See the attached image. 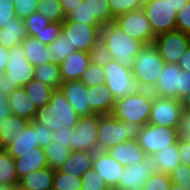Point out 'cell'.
I'll use <instances>...</instances> for the list:
<instances>
[{"instance_id":"2","label":"cell","mask_w":190,"mask_h":190,"mask_svg":"<svg viewBox=\"0 0 190 190\" xmlns=\"http://www.w3.org/2000/svg\"><path fill=\"white\" fill-rule=\"evenodd\" d=\"M101 38L106 43L113 60L124 67L133 68L135 57L144 46L142 41L124 33L114 22L102 27Z\"/></svg>"},{"instance_id":"42","label":"cell","mask_w":190,"mask_h":190,"mask_svg":"<svg viewBox=\"0 0 190 190\" xmlns=\"http://www.w3.org/2000/svg\"><path fill=\"white\" fill-rule=\"evenodd\" d=\"M25 27L29 37H34L42 29L48 26L52 21L39 12H33L29 17L24 19Z\"/></svg>"},{"instance_id":"28","label":"cell","mask_w":190,"mask_h":190,"mask_svg":"<svg viewBox=\"0 0 190 190\" xmlns=\"http://www.w3.org/2000/svg\"><path fill=\"white\" fill-rule=\"evenodd\" d=\"M54 183V170L46 167L26 174L18 185L28 190H51Z\"/></svg>"},{"instance_id":"31","label":"cell","mask_w":190,"mask_h":190,"mask_svg":"<svg viewBox=\"0 0 190 190\" xmlns=\"http://www.w3.org/2000/svg\"><path fill=\"white\" fill-rule=\"evenodd\" d=\"M34 79L42 81L55 90L60 89V86L63 83L60 64L48 62L35 67Z\"/></svg>"},{"instance_id":"26","label":"cell","mask_w":190,"mask_h":190,"mask_svg":"<svg viewBox=\"0 0 190 190\" xmlns=\"http://www.w3.org/2000/svg\"><path fill=\"white\" fill-rule=\"evenodd\" d=\"M28 37L27 29L23 19L13 18L12 22L0 28V45L5 48H13Z\"/></svg>"},{"instance_id":"44","label":"cell","mask_w":190,"mask_h":190,"mask_svg":"<svg viewBox=\"0 0 190 190\" xmlns=\"http://www.w3.org/2000/svg\"><path fill=\"white\" fill-rule=\"evenodd\" d=\"M80 81L87 87L102 85L105 82L103 68L91 62L86 71L83 73Z\"/></svg>"},{"instance_id":"10","label":"cell","mask_w":190,"mask_h":190,"mask_svg":"<svg viewBox=\"0 0 190 190\" xmlns=\"http://www.w3.org/2000/svg\"><path fill=\"white\" fill-rule=\"evenodd\" d=\"M155 173H160V169L154 155L145 154L140 163L124 167L116 188L120 190H143L147 179Z\"/></svg>"},{"instance_id":"12","label":"cell","mask_w":190,"mask_h":190,"mask_svg":"<svg viewBox=\"0 0 190 190\" xmlns=\"http://www.w3.org/2000/svg\"><path fill=\"white\" fill-rule=\"evenodd\" d=\"M114 23L118 25L124 33L134 39H139L144 44L154 42L156 35L142 8L117 16Z\"/></svg>"},{"instance_id":"65","label":"cell","mask_w":190,"mask_h":190,"mask_svg":"<svg viewBox=\"0 0 190 190\" xmlns=\"http://www.w3.org/2000/svg\"><path fill=\"white\" fill-rule=\"evenodd\" d=\"M4 78V72H0V88H2V80Z\"/></svg>"},{"instance_id":"39","label":"cell","mask_w":190,"mask_h":190,"mask_svg":"<svg viewBox=\"0 0 190 190\" xmlns=\"http://www.w3.org/2000/svg\"><path fill=\"white\" fill-rule=\"evenodd\" d=\"M81 180V190H110L104 179L93 167L81 176Z\"/></svg>"},{"instance_id":"54","label":"cell","mask_w":190,"mask_h":190,"mask_svg":"<svg viewBox=\"0 0 190 190\" xmlns=\"http://www.w3.org/2000/svg\"><path fill=\"white\" fill-rule=\"evenodd\" d=\"M177 130L180 138L188 134L190 131V111L182 110Z\"/></svg>"},{"instance_id":"41","label":"cell","mask_w":190,"mask_h":190,"mask_svg":"<svg viewBox=\"0 0 190 190\" xmlns=\"http://www.w3.org/2000/svg\"><path fill=\"white\" fill-rule=\"evenodd\" d=\"M91 62L100 67L107 65L110 61L113 60L112 55L110 54L106 43L100 37L96 42L94 47L90 51Z\"/></svg>"},{"instance_id":"6","label":"cell","mask_w":190,"mask_h":190,"mask_svg":"<svg viewBox=\"0 0 190 190\" xmlns=\"http://www.w3.org/2000/svg\"><path fill=\"white\" fill-rule=\"evenodd\" d=\"M8 62L2 80V89L7 91L24 87L34 79L35 67L27 60L22 44L8 49Z\"/></svg>"},{"instance_id":"19","label":"cell","mask_w":190,"mask_h":190,"mask_svg":"<svg viewBox=\"0 0 190 190\" xmlns=\"http://www.w3.org/2000/svg\"><path fill=\"white\" fill-rule=\"evenodd\" d=\"M90 63V53L77 50L72 52L60 63L62 81H79Z\"/></svg>"},{"instance_id":"55","label":"cell","mask_w":190,"mask_h":190,"mask_svg":"<svg viewBox=\"0 0 190 190\" xmlns=\"http://www.w3.org/2000/svg\"><path fill=\"white\" fill-rule=\"evenodd\" d=\"M11 115L10 105L8 104L7 92L0 91V122Z\"/></svg>"},{"instance_id":"33","label":"cell","mask_w":190,"mask_h":190,"mask_svg":"<svg viewBox=\"0 0 190 190\" xmlns=\"http://www.w3.org/2000/svg\"><path fill=\"white\" fill-rule=\"evenodd\" d=\"M155 161L158 163L160 172L169 174L181 164L178 152V143L168 145L161 151L154 153Z\"/></svg>"},{"instance_id":"15","label":"cell","mask_w":190,"mask_h":190,"mask_svg":"<svg viewBox=\"0 0 190 190\" xmlns=\"http://www.w3.org/2000/svg\"><path fill=\"white\" fill-rule=\"evenodd\" d=\"M182 110L180 100L154 96L149 123L178 128Z\"/></svg>"},{"instance_id":"45","label":"cell","mask_w":190,"mask_h":190,"mask_svg":"<svg viewBox=\"0 0 190 190\" xmlns=\"http://www.w3.org/2000/svg\"><path fill=\"white\" fill-rule=\"evenodd\" d=\"M172 184L182 187L183 189H190V167L181 163L174 170L169 173Z\"/></svg>"},{"instance_id":"4","label":"cell","mask_w":190,"mask_h":190,"mask_svg":"<svg viewBox=\"0 0 190 190\" xmlns=\"http://www.w3.org/2000/svg\"><path fill=\"white\" fill-rule=\"evenodd\" d=\"M140 126L127 121H119L112 114L100 115L97 131V150L110 148L129 140H138Z\"/></svg>"},{"instance_id":"29","label":"cell","mask_w":190,"mask_h":190,"mask_svg":"<svg viewBox=\"0 0 190 190\" xmlns=\"http://www.w3.org/2000/svg\"><path fill=\"white\" fill-rule=\"evenodd\" d=\"M30 122L24 118L10 115L0 122V149H5L16 136L25 130Z\"/></svg>"},{"instance_id":"1","label":"cell","mask_w":190,"mask_h":190,"mask_svg":"<svg viewBox=\"0 0 190 190\" xmlns=\"http://www.w3.org/2000/svg\"><path fill=\"white\" fill-rule=\"evenodd\" d=\"M79 118L62 91L57 89L52 93L49 104L36 110L33 121L54 132L64 126L74 128Z\"/></svg>"},{"instance_id":"22","label":"cell","mask_w":190,"mask_h":190,"mask_svg":"<svg viewBox=\"0 0 190 190\" xmlns=\"http://www.w3.org/2000/svg\"><path fill=\"white\" fill-rule=\"evenodd\" d=\"M107 152L124 167L140 163L145 156V152L135 140H129L115 145Z\"/></svg>"},{"instance_id":"58","label":"cell","mask_w":190,"mask_h":190,"mask_svg":"<svg viewBox=\"0 0 190 190\" xmlns=\"http://www.w3.org/2000/svg\"><path fill=\"white\" fill-rule=\"evenodd\" d=\"M83 0H60L62 4V9L67 16L71 11H73Z\"/></svg>"},{"instance_id":"34","label":"cell","mask_w":190,"mask_h":190,"mask_svg":"<svg viewBox=\"0 0 190 190\" xmlns=\"http://www.w3.org/2000/svg\"><path fill=\"white\" fill-rule=\"evenodd\" d=\"M44 151L48 167L57 170L67 160L72 150L65 144L52 141L44 147Z\"/></svg>"},{"instance_id":"9","label":"cell","mask_w":190,"mask_h":190,"mask_svg":"<svg viewBox=\"0 0 190 190\" xmlns=\"http://www.w3.org/2000/svg\"><path fill=\"white\" fill-rule=\"evenodd\" d=\"M142 9L156 36L176 30L177 12L169 0H145Z\"/></svg>"},{"instance_id":"24","label":"cell","mask_w":190,"mask_h":190,"mask_svg":"<svg viewBox=\"0 0 190 190\" xmlns=\"http://www.w3.org/2000/svg\"><path fill=\"white\" fill-rule=\"evenodd\" d=\"M18 179L28 173L48 167L47 157L44 148L36 147V151L21 153V156L14 159Z\"/></svg>"},{"instance_id":"3","label":"cell","mask_w":190,"mask_h":190,"mask_svg":"<svg viewBox=\"0 0 190 190\" xmlns=\"http://www.w3.org/2000/svg\"><path fill=\"white\" fill-rule=\"evenodd\" d=\"M154 95L151 90H138L134 94L118 98L112 115L119 121H127L143 127L149 123Z\"/></svg>"},{"instance_id":"57","label":"cell","mask_w":190,"mask_h":190,"mask_svg":"<svg viewBox=\"0 0 190 190\" xmlns=\"http://www.w3.org/2000/svg\"><path fill=\"white\" fill-rule=\"evenodd\" d=\"M177 65L183 71H189L190 72V46L185 50L184 54L179 59Z\"/></svg>"},{"instance_id":"59","label":"cell","mask_w":190,"mask_h":190,"mask_svg":"<svg viewBox=\"0 0 190 190\" xmlns=\"http://www.w3.org/2000/svg\"><path fill=\"white\" fill-rule=\"evenodd\" d=\"M8 48L2 47L0 45V72H5V68L8 62Z\"/></svg>"},{"instance_id":"47","label":"cell","mask_w":190,"mask_h":190,"mask_svg":"<svg viewBox=\"0 0 190 190\" xmlns=\"http://www.w3.org/2000/svg\"><path fill=\"white\" fill-rule=\"evenodd\" d=\"M63 22H51L40 33H37L34 37L40 42L49 45L62 33Z\"/></svg>"},{"instance_id":"20","label":"cell","mask_w":190,"mask_h":190,"mask_svg":"<svg viewBox=\"0 0 190 190\" xmlns=\"http://www.w3.org/2000/svg\"><path fill=\"white\" fill-rule=\"evenodd\" d=\"M87 101L94 114H111L116 98L105 83L93 87H87Z\"/></svg>"},{"instance_id":"49","label":"cell","mask_w":190,"mask_h":190,"mask_svg":"<svg viewBox=\"0 0 190 190\" xmlns=\"http://www.w3.org/2000/svg\"><path fill=\"white\" fill-rule=\"evenodd\" d=\"M176 30L190 35V0L177 13Z\"/></svg>"},{"instance_id":"18","label":"cell","mask_w":190,"mask_h":190,"mask_svg":"<svg viewBox=\"0 0 190 190\" xmlns=\"http://www.w3.org/2000/svg\"><path fill=\"white\" fill-rule=\"evenodd\" d=\"M60 90L80 117L94 114L87 101V86L83 82L80 80L63 82Z\"/></svg>"},{"instance_id":"52","label":"cell","mask_w":190,"mask_h":190,"mask_svg":"<svg viewBox=\"0 0 190 190\" xmlns=\"http://www.w3.org/2000/svg\"><path fill=\"white\" fill-rule=\"evenodd\" d=\"M73 128L64 126L58 129L57 131L53 132V141L55 143L65 144L67 147L70 148V141H71V134Z\"/></svg>"},{"instance_id":"38","label":"cell","mask_w":190,"mask_h":190,"mask_svg":"<svg viewBox=\"0 0 190 190\" xmlns=\"http://www.w3.org/2000/svg\"><path fill=\"white\" fill-rule=\"evenodd\" d=\"M81 177H74L54 170L53 188L57 190H81Z\"/></svg>"},{"instance_id":"35","label":"cell","mask_w":190,"mask_h":190,"mask_svg":"<svg viewBox=\"0 0 190 190\" xmlns=\"http://www.w3.org/2000/svg\"><path fill=\"white\" fill-rule=\"evenodd\" d=\"M91 13V19H96L102 26L113 23L115 17L110 10L108 0H85Z\"/></svg>"},{"instance_id":"50","label":"cell","mask_w":190,"mask_h":190,"mask_svg":"<svg viewBox=\"0 0 190 190\" xmlns=\"http://www.w3.org/2000/svg\"><path fill=\"white\" fill-rule=\"evenodd\" d=\"M15 17L14 0H0V28Z\"/></svg>"},{"instance_id":"32","label":"cell","mask_w":190,"mask_h":190,"mask_svg":"<svg viewBox=\"0 0 190 190\" xmlns=\"http://www.w3.org/2000/svg\"><path fill=\"white\" fill-rule=\"evenodd\" d=\"M18 183L14 158L5 149H0V184L13 188Z\"/></svg>"},{"instance_id":"53","label":"cell","mask_w":190,"mask_h":190,"mask_svg":"<svg viewBox=\"0 0 190 190\" xmlns=\"http://www.w3.org/2000/svg\"><path fill=\"white\" fill-rule=\"evenodd\" d=\"M180 162L190 167V143L180 138L178 140Z\"/></svg>"},{"instance_id":"40","label":"cell","mask_w":190,"mask_h":190,"mask_svg":"<svg viewBox=\"0 0 190 190\" xmlns=\"http://www.w3.org/2000/svg\"><path fill=\"white\" fill-rule=\"evenodd\" d=\"M66 19L69 21L80 22L92 26H102L96 19H91V13L88 7V3L83 0L77 8L71 11Z\"/></svg>"},{"instance_id":"7","label":"cell","mask_w":190,"mask_h":190,"mask_svg":"<svg viewBox=\"0 0 190 190\" xmlns=\"http://www.w3.org/2000/svg\"><path fill=\"white\" fill-rule=\"evenodd\" d=\"M179 139L177 128L147 123L140 128L137 142L145 154L154 155L155 152L168 148V145L178 143Z\"/></svg>"},{"instance_id":"51","label":"cell","mask_w":190,"mask_h":190,"mask_svg":"<svg viewBox=\"0 0 190 190\" xmlns=\"http://www.w3.org/2000/svg\"><path fill=\"white\" fill-rule=\"evenodd\" d=\"M30 123L33 125L35 129L39 147L44 148L48 143L53 141L52 130H50L46 126H43L42 124L34 122L33 120L30 121Z\"/></svg>"},{"instance_id":"16","label":"cell","mask_w":190,"mask_h":190,"mask_svg":"<svg viewBox=\"0 0 190 190\" xmlns=\"http://www.w3.org/2000/svg\"><path fill=\"white\" fill-rule=\"evenodd\" d=\"M182 69L174 63H165L155 87L151 90L157 97L179 100Z\"/></svg>"},{"instance_id":"13","label":"cell","mask_w":190,"mask_h":190,"mask_svg":"<svg viewBox=\"0 0 190 190\" xmlns=\"http://www.w3.org/2000/svg\"><path fill=\"white\" fill-rule=\"evenodd\" d=\"M153 44L165 63L177 64L190 46V35L174 30L157 35Z\"/></svg>"},{"instance_id":"21","label":"cell","mask_w":190,"mask_h":190,"mask_svg":"<svg viewBox=\"0 0 190 190\" xmlns=\"http://www.w3.org/2000/svg\"><path fill=\"white\" fill-rule=\"evenodd\" d=\"M8 104L10 105L11 115H15L32 121L36 113V106L25 93L23 87H17L7 91Z\"/></svg>"},{"instance_id":"37","label":"cell","mask_w":190,"mask_h":190,"mask_svg":"<svg viewBox=\"0 0 190 190\" xmlns=\"http://www.w3.org/2000/svg\"><path fill=\"white\" fill-rule=\"evenodd\" d=\"M51 53L54 56V63L60 64L65 58H67L72 52L76 51L75 47H72L67 36L61 33L52 43L48 45Z\"/></svg>"},{"instance_id":"56","label":"cell","mask_w":190,"mask_h":190,"mask_svg":"<svg viewBox=\"0 0 190 190\" xmlns=\"http://www.w3.org/2000/svg\"><path fill=\"white\" fill-rule=\"evenodd\" d=\"M190 91V72H181V89H179V100Z\"/></svg>"},{"instance_id":"14","label":"cell","mask_w":190,"mask_h":190,"mask_svg":"<svg viewBox=\"0 0 190 190\" xmlns=\"http://www.w3.org/2000/svg\"><path fill=\"white\" fill-rule=\"evenodd\" d=\"M99 114H92L79 118L77 125L73 128L70 141V149L76 151L97 150V131Z\"/></svg>"},{"instance_id":"8","label":"cell","mask_w":190,"mask_h":190,"mask_svg":"<svg viewBox=\"0 0 190 190\" xmlns=\"http://www.w3.org/2000/svg\"><path fill=\"white\" fill-rule=\"evenodd\" d=\"M105 84L116 99L136 93L139 89L134 79L132 69L124 67L118 61L112 60L103 66Z\"/></svg>"},{"instance_id":"64","label":"cell","mask_w":190,"mask_h":190,"mask_svg":"<svg viewBox=\"0 0 190 190\" xmlns=\"http://www.w3.org/2000/svg\"><path fill=\"white\" fill-rule=\"evenodd\" d=\"M10 190H28V189H25V188H23V187L17 185V186H15V187H13V188H10Z\"/></svg>"},{"instance_id":"30","label":"cell","mask_w":190,"mask_h":190,"mask_svg":"<svg viewBox=\"0 0 190 190\" xmlns=\"http://www.w3.org/2000/svg\"><path fill=\"white\" fill-rule=\"evenodd\" d=\"M23 88L37 109L49 104L51 95L55 90L42 81L36 79L31 80Z\"/></svg>"},{"instance_id":"62","label":"cell","mask_w":190,"mask_h":190,"mask_svg":"<svg viewBox=\"0 0 190 190\" xmlns=\"http://www.w3.org/2000/svg\"><path fill=\"white\" fill-rule=\"evenodd\" d=\"M182 139L190 143V131L188 132V134H185V135L182 137Z\"/></svg>"},{"instance_id":"27","label":"cell","mask_w":190,"mask_h":190,"mask_svg":"<svg viewBox=\"0 0 190 190\" xmlns=\"http://www.w3.org/2000/svg\"><path fill=\"white\" fill-rule=\"evenodd\" d=\"M36 147H38L36 132L33 125L29 123L5 150L15 159L20 157L21 153L36 151Z\"/></svg>"},{"instance_id":"66","label":"cell","mask_w":190,"mask_h":190,"mask_svg":"<svg viewBox=\"0 0 190 190\" xmlns=\"http://www.w3.org/2000/svg\"><path fill=\"white\" fill-rule=\"evenodd\" d=\"M0 190H10V188L3 184H0Z\"/></svg>"},{"instance_id":"36","label":"cell","mask_w":190,"mask_h":190,"mask_svg":"<svg viewBox=\"0 0 190 190\" xmlns=\"http://www.w3.org/2000/svg\"><path fill=\"white\" fill-rule=\"evenodd\" d=\"M37 12L53 22H63L66 19L60 0H38Z\"/></svg>"},{"instance_id":"11","label":"cell","mask_w":190,"mask_h":190,"mask_svg":"<svg viewBox=\"0 0 190 190\" xmlns=\"http://www.w3.org/2000/svg\"><path fill=\"white\" fill-rule=\"evenodd\" d=\"M102 27L65 19L62 25V33L67 36L72 47H75V50L90 53L101 37Z\"/></svg>"},{"instance_id":"48","label":"cell","mask_w":190,"mask_h":190,"mask_svg":"<svg viewBox=\"0 0 190 190\" xmlns=\"http://www.w3.org/2000/svg\"><path fill=\"white\" fill-rule=\"evenodd\" d=\"M38 0H14V9L16 17L25 19L33 12H37Z\"/></svg>"},{"instance_id":"25","label":"cell","mask_w":190,"mask_h":190,"mask_svg":"<svg viewBox=\"0 0 190 190\" xmlns=\"http://www.w3.org/2000/svg\"><path fill=\"white\" fill-rule=\"evenodd\" d=\"M21 44L24 48V54L27 60L34 67L48 62L54 63V56L48 48V45L40 42L37 38L28 36Z\"/></svg>"},{"instance_id":"61","label":"cell","mask_w":190,"mask_h":190,"mask_svg":"<svg viewBox=\"0 0 190 190\" xmlns=\"http://www.w3.org/2000/svg\"><path fill=\"white\" fill-rule=\"evenodd\" d=\"M175 9V11L178 13L189 0H169Z\"/></svg>"},{"instance_id":"17","label":"cell","mask_w":190,"mask_h":190,"mask_svg":"<svg viewBox=\"0 0 190 190\" xmlns=\"http://www.w3.org/2000/svg\"><path fill=\"white\" fill-rule=\"evenodd\" d=\"M92 167L101 175L110 189L118 186L124 166L112 158L107 151L94 152Z\"/></svg>"},{"instance_id":"63","label":"cell","mask_w":190,"mask_h":190,"mask_svg":"<svg viewBox=\"0 0 190 190\" xmlns=\"http://www.w3.org/2000/svg\"><path fill=\"white\" fill-rule=\"evenodd\" d=\"M170 190H186V189H183V188L180 187V186H177V185H175V184H172V187H171Z\"/></svg>"},{"instance_id":"23","label":"cell","mask_w":190,"mask_h":190,"mask_svg":"<svg viewBox=\"0 0 190 190\" xmlns=\"http://www.w3.org/2000/svg\"><path fill=\"white\" fill-rule=\"evenodd\" d=\"M94 152L72 150L67 160L58 168L61 173L81 177L92 168Z\"/></svg>"},{"instance_id":"5","label":"cell","mask_w":190,"mask_h":190,"mask_svg":"<svg viewBox=\"0 0 190 190\" xmlns=\"http://www.w3.org/2000/svg\"><path fill=\"white\" fill-rule=\"evenodd\" d=\"M132 74L141 90H152L165 66L153 43L144 44L134 60Z\"/></svg>"},{"instance_id":"46","label":"cell","mask_w":190,"mask_h":190,"mask_svg":"<svg viewBox=\"0 0 190 190\" xmlns=\"http://www.w3.org/2000/svg\"><path fill=\"white\" fill-rule=\"evenodd\" d=\"M172 181L169 174L155 173L151 175L144 184L143 190H170Z\"/></svg>"},{"instance_id":"60","label":"cell","mask_w":190,"mask_h":190,"mask_svg":"<svg viewBox=\"0 0 190 190\" xmlns=\"http://www.w3.org/2000/svg\"><path fill=\"white\" fill-rule=\"evenodd\" d=\"M183 110L190 111V91L180 99Z\"/></svg>"},{"instance_id":"43","label":"cell","mask_w":190,"mask_h":190,"mask_svg":"<svg viewBox=\"0 0 190 190\" xmlns=\"http://www.w3.org/2000/svg\"><path fill=\"white\" fill-rule=\"evenodd\" d=\"M112 15L116 18L119 15L130 11L141 9L145 0H108Z\"/></svg>"}]
</instances>
